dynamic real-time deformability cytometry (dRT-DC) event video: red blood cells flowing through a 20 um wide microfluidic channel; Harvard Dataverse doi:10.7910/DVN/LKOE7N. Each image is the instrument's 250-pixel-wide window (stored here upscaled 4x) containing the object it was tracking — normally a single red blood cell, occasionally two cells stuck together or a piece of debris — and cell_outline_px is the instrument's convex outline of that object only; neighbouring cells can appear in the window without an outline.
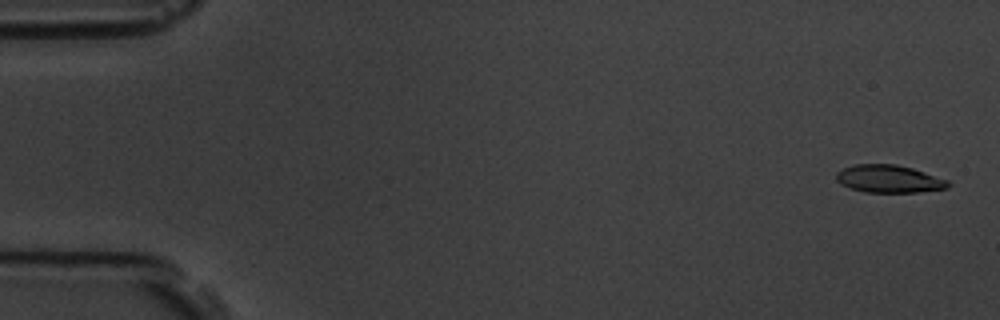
{"species": "common noctule bat (a hibernating species)", "species_latin": "Nyctalus noctula", "temperature_condition": "room temperature", "stored_images_in_passage": 5, "camera_frame_rate_fps": 3000, "um_per_image_px": 0.085, "animal": {"sex": "male", "body_mass_g": 19.5, "forearm_length_mm": 54.6}, "frame": {"image": 1, "passage_image": 1, "time_ms": 0.0, "image_size_px": [1000, 320], "cell_outline_px": [[952, 184], [948, 188], [916, 192], [864, 192], [848, 188], [840, 184], [836, 180], [836, 172], [844, 168], [856, 164], [896, 164], [912, 168], [948, 180]], "centroid_in_image_um": [75.54, 15.21], "position_along_channel_um": 9.5, "area_um2": 18.09}}
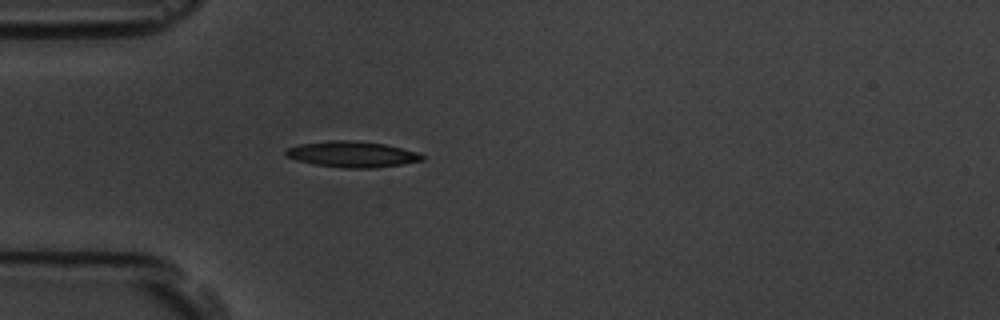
{"frame": {"image": 2, "passage_image": 5, "time_ms": 4.667, "image_size_px": [1000, 320], "cell_outline_px": [[424, 160], [400, 164], [372, 168], [344, 168], [312, 164], [296, 160], [284, 156], [284, 152], [288, 148], [300, 144], [328, 140], [352, 140], [384, 144], [416, 152], [424, 156]], "centroid_in_image_um": [29.87, 13.11], "position_along_channel_um": 55.1, "area_um2": 20.52}}